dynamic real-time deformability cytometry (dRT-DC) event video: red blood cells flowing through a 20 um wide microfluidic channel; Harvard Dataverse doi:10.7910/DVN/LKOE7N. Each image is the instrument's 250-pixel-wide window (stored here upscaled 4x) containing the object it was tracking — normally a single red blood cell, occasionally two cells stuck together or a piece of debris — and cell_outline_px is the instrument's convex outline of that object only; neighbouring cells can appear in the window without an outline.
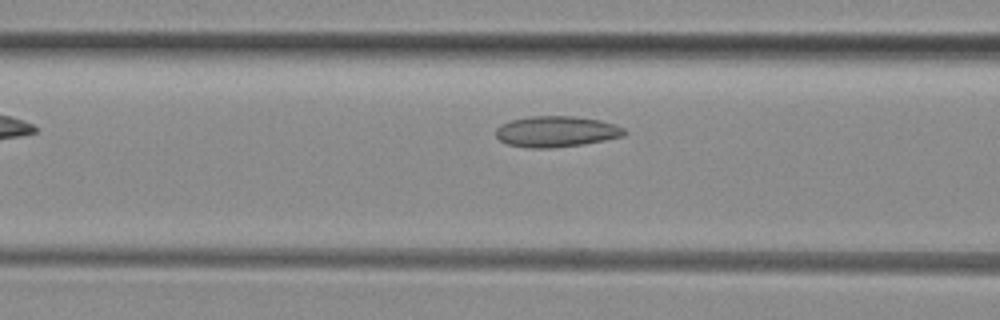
{"species": "common noctule bat (a hibernating species)", "species_latin": "Nyctalus noctula", "temperature_condition": "room temperature", "stored_images_in_passage": 28, "camera_frame_rate_fps": 3000, "um_per_image_px": 0.085, "animal": {"sex": "female", "body_mass_g": 29.2, "forearm_length_mm": 56.3}, "frame": {"image": 1, "passage_image": 7, "time_ms": 2.0, "image_size_px": [1000, 320], "cell_outline_px": [[628, 132], [624, 136], [584, 144], [552, 148], [532, 148], [508, 144], [500, 140], [496, 136], [496, 128], [500, 124], [512, 120], [528, 116], [572, 116], [600, 120], [616, 124], [624, 128]], "centroid_in_image_um": [47.31, 11.18], "position_along_channel_um": 119.3, "area_um2": 23.24}}
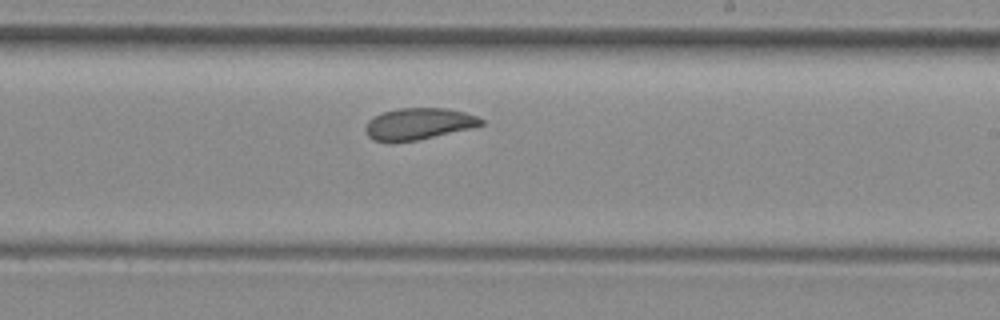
{"frame": {"image": 2, "passage_image": 17, "time_ms": 5.333, "image_size_px": [1000, 320], "cell_outline_px": [[484, 124], [472, 128], [416, 140], [392, 144], [388, 144], [372, 140], [368, 136], [364, 128], [368, 120], [384, 112], [396, 108], [448, 108], [464, 112], [476, 116], [484, 120]], "centroid_in_image_um": [35.54, 10.55], "position_along_channel_um": 253.5, "area_um2": 21.62}}
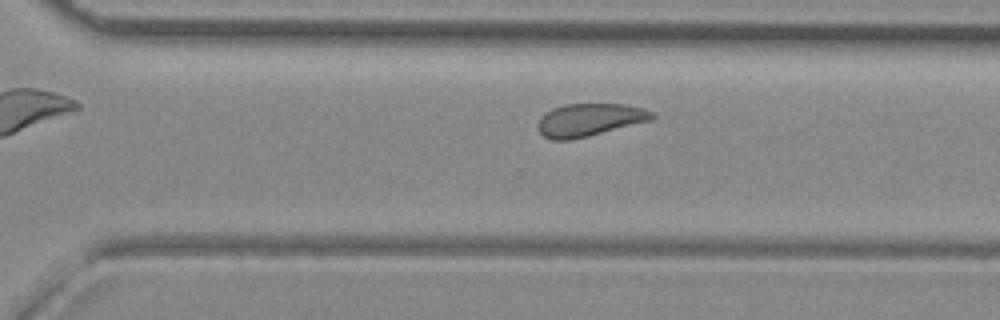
{"frame": {"image": 3, "passage_image": 22, "time_ms": 7.0, "image_size_px": [1000, 320], "cell_outline_px": [[656, 116], [648, 120], [588, 136], [572, 140], [552, 140], [544, 136], [540, 132], [540, 120], [552, 108], [564, 104], [628, 104], [644, 108], [652, 112]], "centroid_in_image_um": [50.12, 10.18], "position_along_channel_um": 320.5, "area_um2": 21.27}}